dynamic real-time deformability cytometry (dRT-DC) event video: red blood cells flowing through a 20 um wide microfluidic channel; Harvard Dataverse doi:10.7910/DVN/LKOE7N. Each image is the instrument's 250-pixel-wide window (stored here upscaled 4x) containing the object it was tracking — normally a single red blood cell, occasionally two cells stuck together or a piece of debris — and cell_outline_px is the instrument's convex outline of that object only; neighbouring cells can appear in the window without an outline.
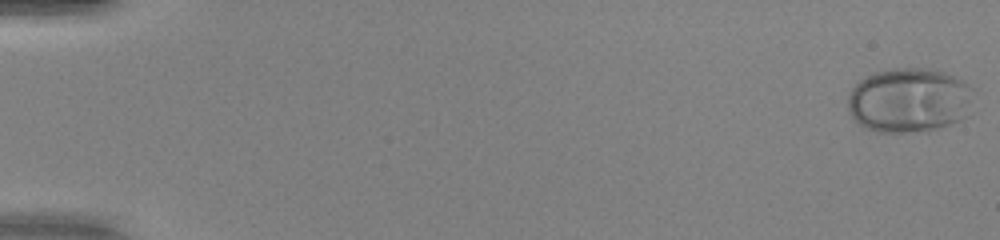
{"species": "human", "species_latin": "Homo sapiens", "temperature_condition": "warm", "stored_images_in_passage": 51, "camera_frame_rate_fps": 3000, "um_per_image_px": 0.085, "donor": {"sex": "female"}, "frame": {"image": 1, "passage_image": 1, "time_ms": 0.0, "image_size_px": [1000, 240], "cell_outline_px": [[976, 88], [968, 116], [960, 120], [940, 128], [928, 132], [876, 132], [864, 128], [852, 116], [848, 108], [848, 96], [852, 88], [860, 80], [876, 72], [896, 68], [928, 68], [944, 72], [956, 76], [964, 80]], "centroid_in_image_um": [77.35, 8.53], "position_along_channel_um": 7.6, "area_um2": 48.15}}
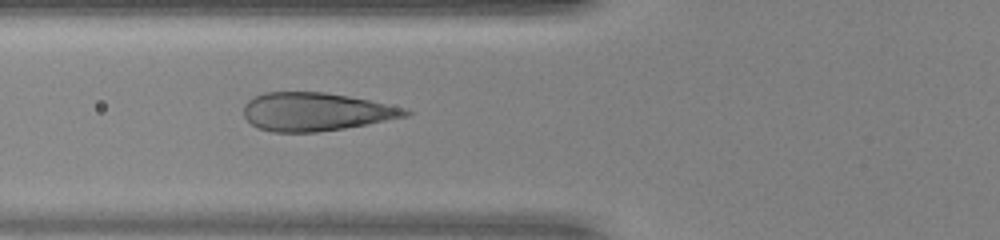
{"frame": {"image": 2, "passage_image": 21, "time_ms": 6.667, "image_size_px": [1000, 240], "cell_outline_px": [[412, 112], [408, 116], [344, 128], [316, 132], [272, 132], [260, 128], [252, 124], [244, 116], [244, 104], [248, 100], [264, 92], [324, 92], [348, 96], [368, 100], [404, 108]], "centroid_in_image_um": [26.81, 9.49], "position_along_channel_um": 99.0, "area_um2": 35.66}}
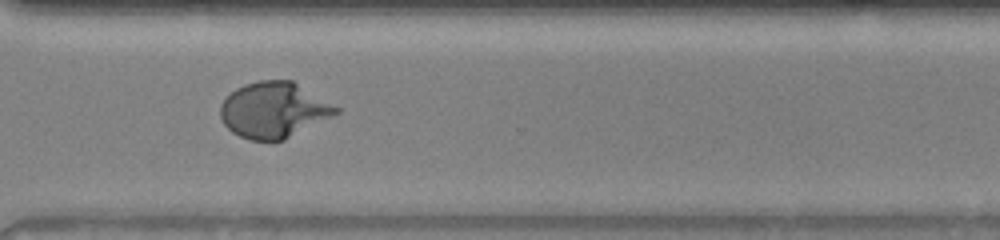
{"frame": {"image": 3, "passage_image": 39, "time_ms": 12.667, "image_size_px": [1000, 240], "cell_outline_px": [[340, 112], [284, 140], [248, 140], [232, 132], [224, 124], [220, 116], [220, 104], [236, 88], [244, 84], [260, 80], [292, 80], [340, 108]], "centroid_in_image_um": [23.26, 9.35], "position_along_channel_um": 347.3, "area_um2": 37.34}, "authors_computed_cell_mechanics": {"area_um2": 37.6278, "velocity_mm_per_s": 4.1359, "shape_relaxation_time_tau1_ms": 4.12, "shape_relaxation_time_tau2_ms": null, "deformation_change_tau1": 0.2441, "deformation_change_tau2": null}}